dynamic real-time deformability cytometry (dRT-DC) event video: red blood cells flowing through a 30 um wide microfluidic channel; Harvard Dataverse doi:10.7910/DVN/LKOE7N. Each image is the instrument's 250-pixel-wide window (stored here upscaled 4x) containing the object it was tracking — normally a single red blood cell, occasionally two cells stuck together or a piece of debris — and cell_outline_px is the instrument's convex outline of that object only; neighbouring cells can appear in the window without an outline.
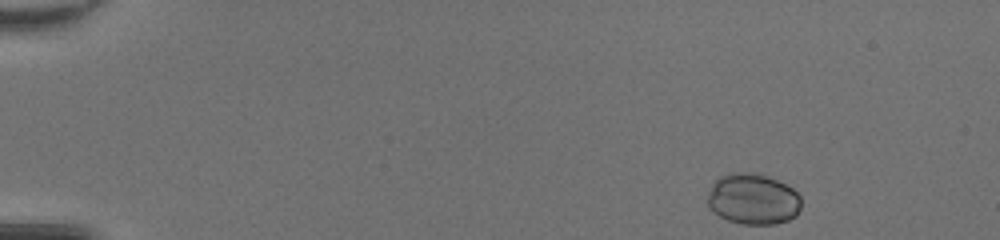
{"species": "common noctule bat (a hibernating species)", "species_latin": "Nyctalus noctula", "temperature_condition": "room temperature", "stored_images_in_passage": 39, "camera_frame_rate_fps": 3000, "um_per_image_px": 0.085, "animal": {"sex": "female", "body_mass_g": 20.0, "forearm_length_mm": 54.0}, "frame": {"image": 1, "passage_image": 1, "time_ms": 0.0, "image_size_px": [1000, 240], "cell_outline_px": [[800, 208], [796, 216], [788, 220], [772, 224], [744, 224], [728, 220], [720, 216], [708, 204], [708, 196], [712, 184], [720, 176], [732, 172], [752, 172], [768, 176], [792, 188], [800, 196]], "centroid_in_image_um": [64.01, 16.91], "position_along_channel_um": 21.0, "area_um2": 27.57}}
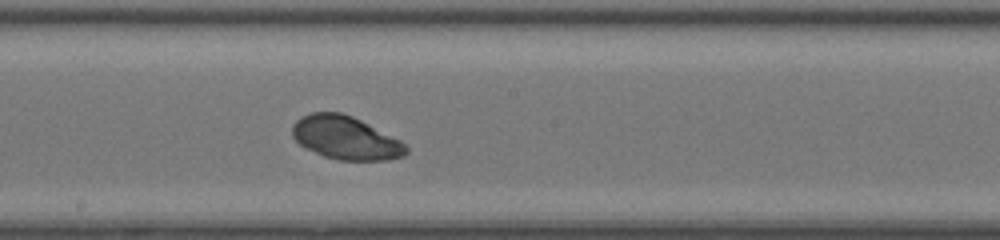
{"frame": {"image": 2, "passage_image": 24, "time_ms": 7.667, "image_size_px": [1000, 240], "cell_outline_px": [[408, 152], [404, 156], [388, 160], [340, 160], [324, 156], [300, 144], [292, 136], [292, 124], [300, 116], [312, 112], [340, 112], [352, 116], [400, 140], [408, 148]], "centroid_in_image_um": [29.37, 11.71], "position_along_channel_um": 218.8, "area_um2": 28.5}}
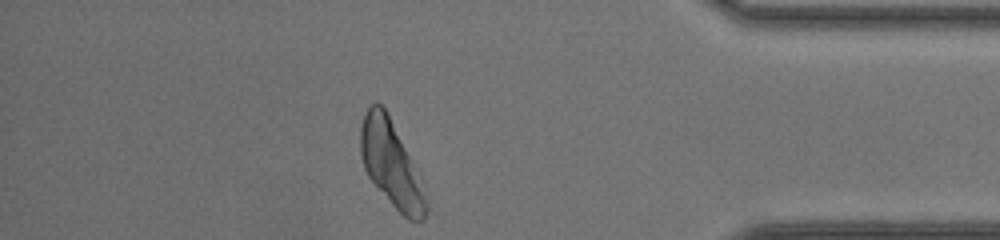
{"frame": {"image": 3, "passage_image": 39, "time_ms": 12.667, "image_size_px": [1000, 240], "cell_outline_px": [[428, 212], [424, 220], [408, 220], [392, 204], [368, 176], [364, 168], [360, 152], [360, 128], [364, 116], [368, 108], [376, 100], [384, 108], [408, 156], [428, 204]], "centroid_in_image_um": [33.19, 13.97], "position_along_channel_um": 402.0, "area_um2": 31.04}, "authors_computed_cell_mechanics": {"area_um2": 28.4954, "velocity_mm_per_s": 4.2392, "shape_relaxation_time_tau1_ms": 1.3046, "shape_relaxation_time_tau2_ms": null, "deformation_change_tau1": null, "deformation_change_tau2": null}}